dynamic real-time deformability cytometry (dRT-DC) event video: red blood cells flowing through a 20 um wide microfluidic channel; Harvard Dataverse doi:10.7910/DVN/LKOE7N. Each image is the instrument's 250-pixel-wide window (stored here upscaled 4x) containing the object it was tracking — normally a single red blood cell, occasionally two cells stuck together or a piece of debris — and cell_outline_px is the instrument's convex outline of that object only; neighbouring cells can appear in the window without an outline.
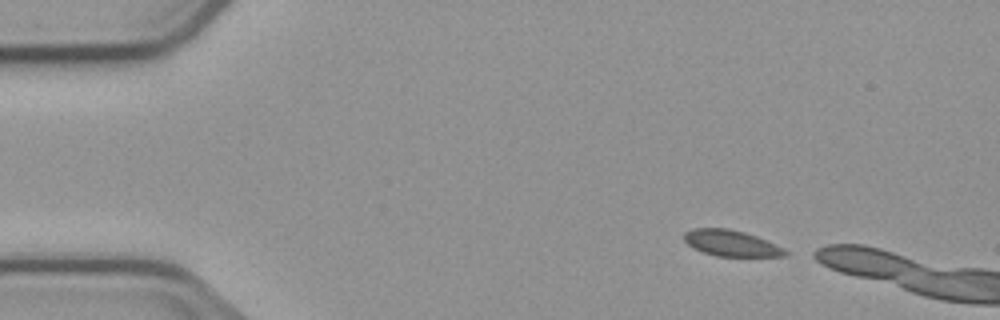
{"species": "common noctule bat (a hibernating species)", "species_latin": "Nyctalus noctula", "temperature_condition": "cold", "stored_images_in_passage": 4, "camera_frame_rate_fps": 3000, "um_per_image_px": 0.085, "animal": {"sex": "male", "body_mass_g": 23.1, "forearm_length_mm": 52.7}, "frame": {"image": 1, "passage_image": 1, "time_ms": 0.0, "image_size_px": [1000, 320], "cell_outline_px": [[788, 256], [716, 256], [692, 248], [684, 240], [684, 232], [692, 228], [728, 228], [744, 232], [756, 236], [784, 248], [788, 252]], "centroid_in_image_um": [62.13, 20.67], "position_along_channel_um": 22.9, "area_um2": 15.32}}